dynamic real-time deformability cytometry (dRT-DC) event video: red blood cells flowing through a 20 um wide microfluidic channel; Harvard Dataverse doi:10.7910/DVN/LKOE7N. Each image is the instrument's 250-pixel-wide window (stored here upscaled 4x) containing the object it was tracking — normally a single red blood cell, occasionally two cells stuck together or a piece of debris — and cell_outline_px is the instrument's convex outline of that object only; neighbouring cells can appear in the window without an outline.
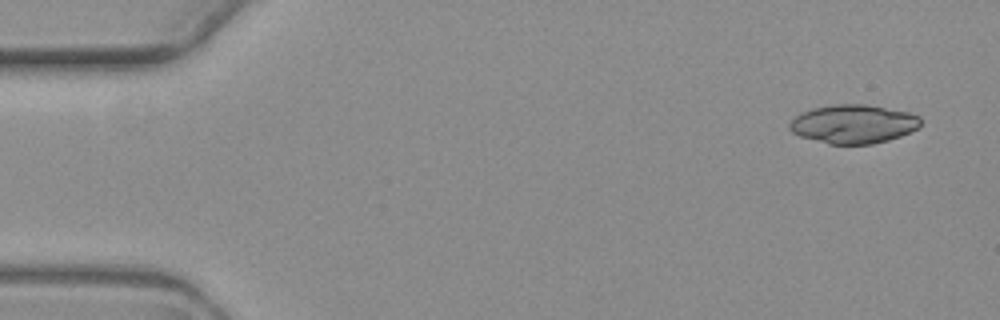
{"species": "common noctule bat (a hibernating species)", "species_latin": "Nyctalus noctula", "temperature_condition": "warm", "stored_images_in_passage": 3, "camera_frame_rate_fps": 3000, "um_per_image_px": 0.085, "animal": {"sex": "female", "body_mass_g": 19.3, "forearm_length_mm": 54.1}, "frame": {"image": 1, "passage_image": 1, "time_ms": 0.0, "image_size_px": [1000, 320], "cell_outline_px": [[920, 124], [916, 128], [900, 136], [888, 140], [872, 144], [828, 144], [800, 136], [792, 132], [788, 128], [788, 124], [800, 112], [812, 108], [836, 104], [868, 104], [908, 112], [920, 116]], "centroid_in_image_um": [72.5, 10.53], "position_along_channel_um": 12.5, "area_um2": 29.59}}